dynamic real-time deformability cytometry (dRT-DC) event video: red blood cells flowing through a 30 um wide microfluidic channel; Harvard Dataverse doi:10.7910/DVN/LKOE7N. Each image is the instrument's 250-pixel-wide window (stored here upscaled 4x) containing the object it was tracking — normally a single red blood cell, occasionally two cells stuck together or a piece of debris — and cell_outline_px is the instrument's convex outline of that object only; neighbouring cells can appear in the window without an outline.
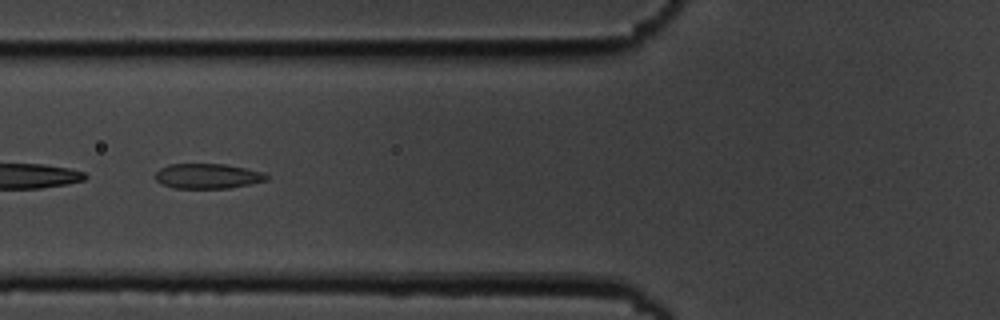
{"species": "common noctule bat (a hibernating species)", "species_latin": "Nyctalus noctula", "temperature_condition": "cold", "stored_images_in_passage": 7, "camera_frame_rate_fps": 3000, "um_per_image_px": 0.085, "animal": {"sex": "male", "body_mass_g": 19.5, "forearm_length_mm": 54.6}, "frame": {"image": 1, "passage_image": 7, "time_ms": 7.0, "image_size_px": [1000, 320], "cell_outline_px": [[268, 180], [228, 188], [172, 188], [156, 180], [156, 172], [160, 168], [168, 164], [224, 164], [264, 172], [268, 176]], "centroid_in_image_um": [17.64, 14.96], "position_along_channel_um": 108.2, "area_um2": 16.07}}